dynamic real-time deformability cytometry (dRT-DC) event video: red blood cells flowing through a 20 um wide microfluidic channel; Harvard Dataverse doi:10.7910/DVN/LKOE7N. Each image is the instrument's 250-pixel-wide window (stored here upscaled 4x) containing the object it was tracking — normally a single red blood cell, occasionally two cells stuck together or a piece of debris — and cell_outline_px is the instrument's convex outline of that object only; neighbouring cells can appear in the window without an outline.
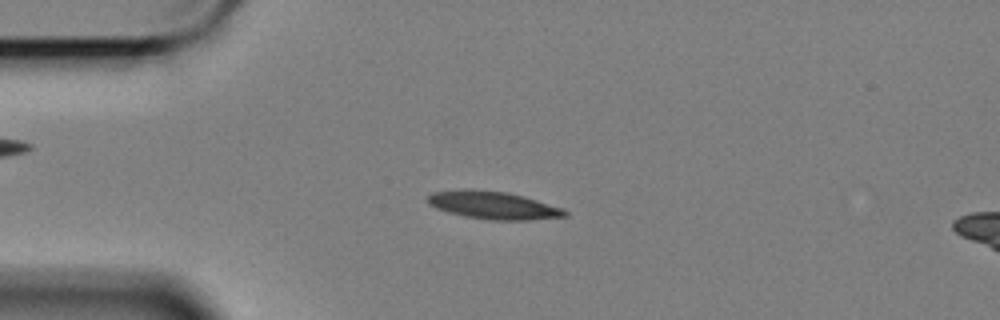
{"species": "Egyptian fruit bat (a non-hibernating species)", "species_latin": "Rousettus aegyptiacus", "temperature_condition": "cold", "stored_images_in_passage": 58, "camera_frame_rate_fps": 3000, "um_per_image_px": 0.085, "animal": {"sex": "female"}, "frame": {"image": 1, "passage_image": 13, "time_ms": 4.0, "image_size_px": [1000, 320], "cell_outline_px": [[568, 216], [528, 220], [492, 220], [464, 216], [448, 212], [436, 208], [428, 204], [428, 196], [432, 192], [464, 188], [476, 188], [508, 192], [524, 196], [564, 208], [568, 212]], "centroid_in_image_um": [41.93, 17.42], "position_along_channel_um": 43.1, "area_um2": 22.54}}
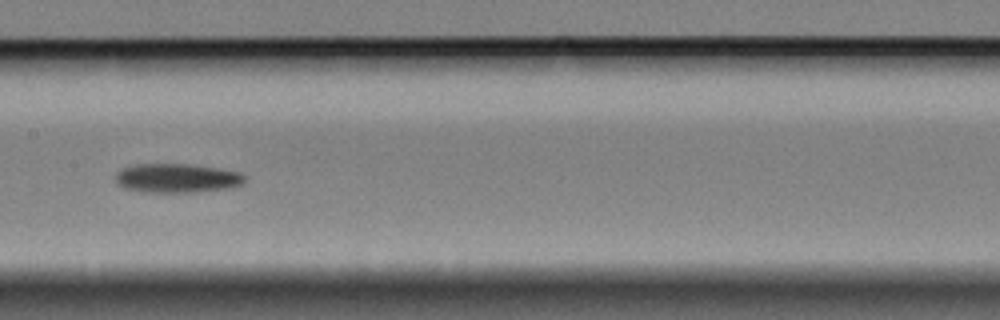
{"frame": {"image": 2, "passage_image": 28, "time_ms": 9.0, "image_size_px": [1000, 320], "cell_outline_px": [[248, 176], [240, 184], [232, 188], [192, 192], [144, 192], [124, 188], [116, 184], [116, 172], [124, 168], [136, 164], [188, 164], [216, 168], [240, 172]], "centroid_in_image_um": [15.04, 15.14], "position_along_channel_um": 192.4, "area_um2": 21.91}}
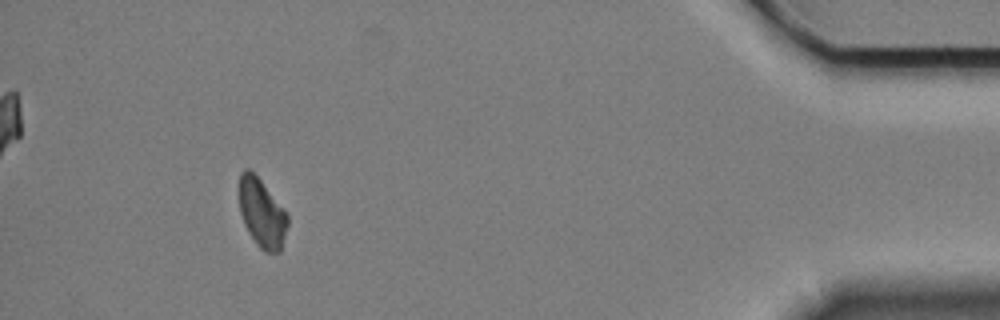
{"frame": {"image": 3, "passage_image": 53, "time_ms": 17.333, "image_size_px": [1000, 320], "cell_outline_px": [[288, 224], [280, 252], [264, 252], [256, 244], [248, 232], [244, 224], [240, 212], [236, 188], [240, 172], [244, 168], [248, 168], [260, 180], [288, 216]], "centroid_in_image_um": [22.19, 18.09], "position_along_channel_um": 413.0, "area_um2": 19.54}, "authors_computed_cell_mechanics": {"area_um2": 20.8658, "velocity_mm_per_s": 3.3781, "shape_relaxation_time_tau1_ms": 5.7162, "shape_relaxation_time_tau2_ms": null, "deformation_change_tau1": 0.1268, "deformation_change_tau2": null}}